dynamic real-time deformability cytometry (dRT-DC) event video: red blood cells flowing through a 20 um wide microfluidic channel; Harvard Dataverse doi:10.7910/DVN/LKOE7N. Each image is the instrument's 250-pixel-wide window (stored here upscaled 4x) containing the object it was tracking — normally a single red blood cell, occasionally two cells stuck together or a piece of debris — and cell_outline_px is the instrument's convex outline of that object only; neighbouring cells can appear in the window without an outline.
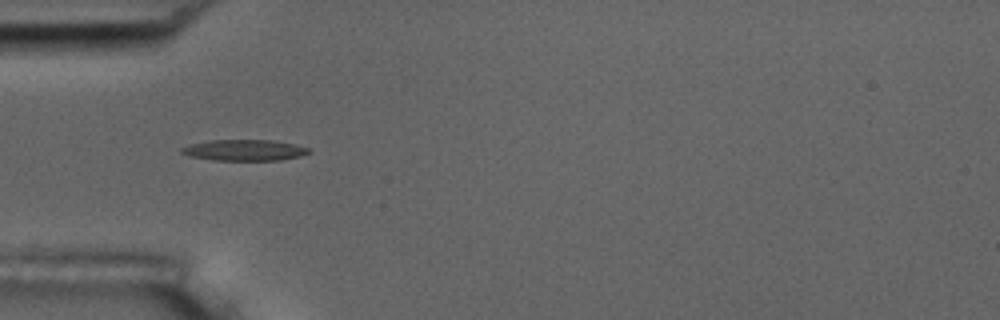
{"species": "common noctule bat (a hibernating species)", "species_latin": "Nyctalus noctula", "temperature_condition": "room temperature", "stored_images_in_passage": 6, "camera_frame_rate_fps": 3000, "um_per_image_px": 0.085, "animal": {"sex": "male", "body_mass_g": 17.5, "forearm_length_mm": 52.3}, "frame": {"image": 1, "passage_image": 5, "time_ms": 4.667, "image_size_px": [1000, 320], "cell_outline_px": [[312, 152], [300, 156], [280, 160], [212, 160], [192, 156], [180, 152], [180, 148], [192, 144], [208, 140], [272, 140], [296, 144], [308, 148]], "centroid_in_image_um": [20.8, 12.76], "position_along_channel_um": 64.2, "area_um2": 15.55}}